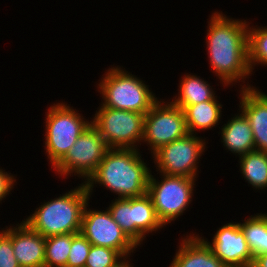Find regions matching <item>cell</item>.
Masks as SVG:
<instances>
[{
  "label": "cell",
  "instance_id": "obj_23",
  "mask_svg": "<svg viewBox=\"0 0 267 267\" xmlns=\"http://www.w3.org/2000/svg\"><path fill=\"white\" fill-rule=\"evenodd\" d=\"M71 244L72 234L45 238L44 267H67Z\"/></svg>",
  "mask_w": 267,
  "mask_h": 267
},
{
  "label": "cell",
  "instance_id": "obj_26",
  "mask_svg": "<svg viewBox=\"0 0 267 267\" xmlns=\"http://www.w3.org/2000/svg\"><path fill=\"white\" fill-rule=\"evenodd\" d=\"M91 243L79 233H72V244L69 252L67 267H84Z\"/></svg>",
  "mask_w": 267,
  "mask_h": 267
},
{
  "label": "cell",
  "instance_id": "obj_5",
  "mask_svg": "<svg viewBox=\"0 0 267 267\" xmlns=\"http://www.w3.org/2000/svg\"><path fill=\"white\" fill-rule=\"evenodd\" d=\"M45 118V149L53 168L75 144L78 137L88 128L87 121L67 103H54Z\"/></svg>",
  "mask_w": 267,
  "mask_h": 267
},
{
  "label": "cell",
  "instance_id": "obj_30",
  "mask_svg": "<svg viewBox=\"0 0 267 267\" xmlns=\"http://www.w3.org/2000/svg\"><path fill=\"white\" fill-rule=\"evenodd\" d=\"M130 256H124L121 260H119L113 267H133L131 264H130V261L128 258ZM127 259V260H126Z\"/></svg>",
  "mask_w": 267,
  "mask_h": 267
},
{
  "label": "cell",
  "instance_id": "obj_3",
  "mask_svg": "<svg viewBox=\"0 0 267 267\" xmlns=\"http://www.w3.org/2000/svg\"><path fill=\"white\" fill-rule=\"evenodd\" d=\"M89 200V192L83 182L74 190L44 202L23 222L45 238L79 233L84 209Z\"/></svg>",
  "mask_w": 267,
  "mask_h": 267
},
{
  "label": "cell",
  "instance_id": "obj_6",
  "mask_svg": "<svg viewBox=\"0 0 267 267\" xmlns=\"http://www.w3.org/2000/svg\"><path fill=\"white\" fill-rule=\"evenodd\" d=\"M161 175V181L150 173L147 193L150 195L157 217L166 226L183 215L192 202L194 178Z\"/></svg>",
  "mask_w": 267,
  "mask_h": 267
},
{
  "label": "cell",
  "instance_id": "obj_24",
  "mask_svg": "<svg viewBox=\"0 0 267 267\" xmlns=\"http://www.w3.org/2000/svg\"><path fill=\"white\" fill-rule=\"evenodd\" d=\"M248 25L249 66L253 72L256 65L267 66V27Z\"/></svg>",
  "mask_w": 267,
  "mask_h": 267
},
{
  "label": "cell",
  "instance_id": "obj_29",
  "mask_svg": "<svg viewBox=\"0 0 267 267\" xmlns=\"http://www.w3.org/2000/svg\"><path fill=\"white\" fill-rule=\"evenodd\" d=\"M252 267H267V253L256 256Z\"/></svg>",
  "mask_w": 267,
  "mask_h": 267
},
{
  "label": "cell",
  "instance_id": "obj_19",
  "mask_svg": "<svg viewBox=\"0 0 267 267\" xmlns=\"http://www.w3.org/2000/svg\"><path fill=\"white\" fill-rule=\"evenodd\" d=\"M136 246H140L146 235L163 228L157 217L153 201L148 193L135 197ZM147 233V234H146Z\"/></svg>",
  "mask_w": 267,
  "mask_h": 267
},
{
  "label": "cell",
  "instance_id": "obj_4",
  "mask_svg": "<svg viewBox=\"0 0 267 267\" xmlns=\"http://www.w3.org/2000/svg\"><path fill=\"white\" fill-rule=\"evenodd\" d=\"M106 71L97 84L104 107L146 114L158 101L143 80L121 66L109 67Z\"/></svg>",
  "mask_w": 267,
  "mask_h": 267
},
{
  "label": "cell",
  "instance_id": "obj_20",
  "mask_svg": "<svg viewBox=\"0 0 267 267\" xmlns=\"http://www.w3.org/2000/svg\"><path fill=\"white\" fill-rule=\"evenodd\" d=\"M240 173L254 189L267 188V153L252 151L239 157Z\"/></svg>",
  "mask_w": 267,
  "mask_h": 267
},
{
  "label": "cell",
  "instance_id": "obj_28",
  "mask_svg": "<svg viewBox=\"0 0 267 267\" xmlns=\"http://www.w3.org/2000/svg\"><path fill=\"white\" fill-rule=\"evenodd\" d=\"M9 173L5 172L2 168H0V203L6 196L9 195L11 190L14 188V183L16 182V178Z\"/></svg>",
  "mask_w": 267,
  "mask_h": 267
},
{
  "label": "cell",
  "instance_id": "obj_11",
  "mask_svg": "<svg viewBox=\"0 0 267 267\" xmlns=\"http://www.w3.org/2000/svg\"><path fill=\"white\" fill-rule=\"evenodd\" d=\"M80 232L91 245L112 248L123 257L131 255L137 248L114 221L108 209L104 212L91 210L87 204L84 209Z\"/></svg>",
  "mask_w": 267,
  "mask_h": 267
},
{
  "label": "cell",
  "instance_id": "obj_9",
  "mask_svg": "<svg viewBox=\"0 0 267 267\" xmlns=\"http://www.w3.org/2000/svg\"><path fill=\"white\" fill-rule=\"evenodd\" d=\"M205 141L196 134L188 133L162 146L152 155L157 171L165 175L196 179L199 172L198 161L207 147Z\"/></svg>",
  "mask_w": 267,
  "mask_h": 267
},
{
  "label": "cell",
  "instance_id": "obj_25",
  "mask_svg": "<svg viewBox=\"0 0 267 267\" xmlns=\"http://www.w3.org/2000/svg\"><path fill=\"white\" fill-rule=\"evenodd\" d=\"M122 258L117 250L91 245L84 267H113Z\"/></svg>",
  "mask_w": 267,
  "mask_h": 267
},
{
  "label": "cell",
  "instance_id": "obj_27",
  "mask_svg": "<svg viewBox=\"0 0 267 267\" xmlns=\"http://www.w3.org/2000/svg\"><path fill=\"white\" fill-rule=\"evenodd\" d=\"M0 267H20L13 252L11 227L0 231Z\"/></svg>",
  "mask_w": 267,
  "mask_h": 267
},
{
  "label": "cell",
  "instance_id": "obj_14",
  "mask_svg": "<svg viewBox=\"0 0 267 267\" xmlns=\"http://www.w3.org/2000/svg\"><path fill=\"white\" fill-rule=\"evenodd\" d=\"M11 240L20 267H44L45 237L22 221L11 227Z\"/></svg>",
  "mask_w": 267,
  "mask_h": 267
},
{
  "label": "cell",
  "instance_id": "obj_22",
  "mask_svg": "<svg viewBox=\"0 0 267 267\" xmlns=\"http://www.w3.org/2000/svg\"><path fill=\"white\" fill-rule=\"evenodd\" d=\"M107 208L114 221L136 245L135 197L115 198Z\"/></svg>",
  "mask_w": 267,
  "mask_h": 267
},
{
  "label": "cell",
  "instance_id": "obj_17",
  "mask_svg": "<svg viewBox=\"0 0 267 267\" xmlns=\"http://www.w3.org/2000/svg\"><path fill=\"white\" fill-rule=\"evenodd\" d=\"M217 100L204 101L194 105H176L185 115L188 132L197 134V130H208L218 125L221 118L222 105Z\"/></svg>",
  "mask_w": 267,
  "mask_h": 267
},
{
  "label": "cell",
  "instance_id": "obj_15",
  "mask_svg": "<svg viewBox=\"0 0 267 267\" xmlns=\"http://www.w3.org/2000/svg\"><path fill=\"white\" fill-rule=\"evenodd\" d=\"M169 267H227L212 251L207 238L184 236Z\"/></svg>",
  "mask_w": 267,
  "mask_h": 267
},
{
  "label": "cell",
  "instance_id": "obj_7",
  "mask_svg": "<svg viewBox=\"0 0 267 267\" xmlns=\"http://www.w3.org/2000/svg\"><path fill=\"white\" fill-rule=\"evenodd\" d=\"M144 117V113L116 110L101 104L91 124L109 148L137 149L143 141Z\"/></svg>",
  "mask_w": 267,
  "mask_h": 267
},
{
  "label": "cell",
  "instance_id": "obj_18",
  "mask_svg": "<svg viewBox=\"0 0 267 267\" xmlns=\"http://www.w3.org/2000/svg\"><path fill=\"white\" fill-rule=\"evenodd\" d=\"M178 96H174V105H194L204 101L218 100L208 81L194 74H186L179 82Z\"/></svg>",
  "mask_w": 267,
  "mask_h": 267
},
{
  "label": "cell",
  "instance_id": "obj_12",
  "mask_svg": "<svg viewBox=\"0 0 267 267\" xmlns=\"http://www.w3.org/2000/svg\"><path fill=\"white\" fill-rule=\"evenodd\" d=\"M213 236L212 244L206 242L227 267H252L254 258L238 222L226 223Z\"/></svg>",
  "mask_w": 267,
  "mask_h": 267
},
{
  "label": "cell",
  "instance_id": "obj_8",
  "mask_svg": "<svg viewBox=\"0 0 267 267\" xmlns=\"http://www.w3.org/2000/svg\"><path fill=\"white\" fill-rule=\"evenodd\" d=\"M110 148L98 130L90 124L67 154L53 167L59 176L77 175L85 181L96 170Z\"/></svg>",
  "mask_w": 267,
  "mask_h": 267
},
{
  "label": "cell",
  "instance_id": "obj_2",
  "mask_svg": "<svg viewBox=\"0 0 267 267\" xmlns=\"http://www.w3.org/2000/svg\"><path fill=\"white\" fill-rule=\"evenodd\" d=\"M138 150L140 151L139 148H110L96 170L84 181L89 196L92 195L95 184L116 193L117 198H132L146 194L152 171L144 163Z\"/></svg>",
  "mask_w": 267,
  "mask_h": 267
},
{
  "label": "cell",
  "instance_id": "obj_21",
  "mask_svg": "<svg viewBox=\"0 0 267 267\" xmlns=\"http://www.w3.org/2000/svg\"><path fill=\"white\" fill-rule=\"evenodd\" d=\"M256 214L243 220V223H239L253 258L267 253V213Z\"/></svg>",
  "mask_w": 267,
  "mask_h": 267
},
{
  "label": "cell",
  "instance_id": "obj_1",
  "mask_svg": "<svg viewBox=\"0 0 267 267\" xmlns=\"http://www.w3.org/2000/svg\"><path fill=\"white\" fill-rule=\"evenodd\" d=\"M210 18L205 43L212 72L224 87L240 82L244 84V80L252 74L248 52L250 23L229 18L218 11Z\"/></svg>",
  "mask_w": 267,
  "mask_h": 267
},
{
  "label": "cell",
  "instance_id": "obj_13",
  "mask_svg": "<svg viewBox=\"0 0 267 267\" xmlns=\"http://www.w3.org/2000/svg\"><path fill=\"white\" fill-rule=\"evenodd\" d=\"M240 105L251 126L255 150L267 153V94L250 84L241 85Z\"/></svg>",
  "mask_w": 267,
  "mask_h": 267
},
{
  "label": "cell",
  "instance_id": "obj_10",
  "mask_svg": "<svg viewBox=\"0 0 267 267\" xmlns=\"http://www.w3.org/2000/svg\"><path fill=\"white\" fill-rule=\"evenodd\" d=\"M188 133L183 110L172 102L158 100L145 114L143 143L149 145L152 155Z\"/></svg>",
  "mask_w": 267,
  "mask_h": 267
},
{
  "label": "cell",
  "instance_id": "obj_16",
  "mask_svg": "<svg viewBox=\"0 0 267 267\" xmlns=\"http://www.w3.org/2000/svg\"><path fill=\"white\" fill-rule=\"evenodd\" d=\"M220 133L223 146L235 155L240 157L255 151L253 132L242 112L228 120L226 124L224 123Z\"/></svg>",
  "mask_w": 267,
  "mask_h": 267
}]
</instances>
